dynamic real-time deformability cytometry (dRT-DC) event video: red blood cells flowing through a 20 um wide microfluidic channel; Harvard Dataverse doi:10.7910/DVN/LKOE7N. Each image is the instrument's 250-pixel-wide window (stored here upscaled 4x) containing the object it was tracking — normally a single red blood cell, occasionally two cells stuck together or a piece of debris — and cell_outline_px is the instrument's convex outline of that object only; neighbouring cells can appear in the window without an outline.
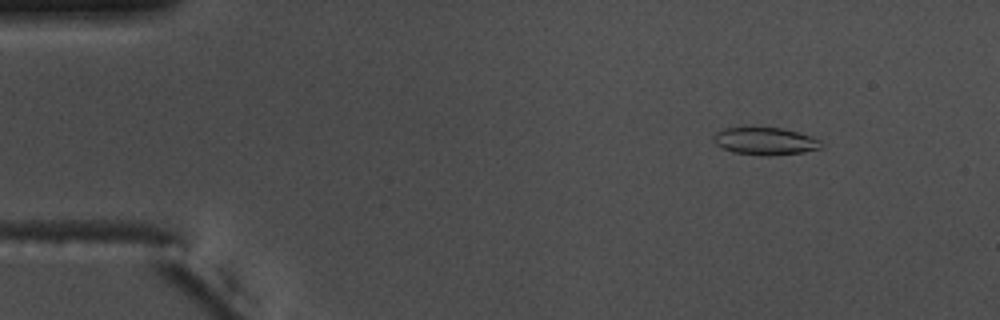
{"species": "common noctule bat (a hibernating species)", "species_latin": "Nyctalus noctula", "temperature_condition": "warm", "stored_images_in_passage": 55, "camera_frame_rate_fps": 3000, "um_per_image_px": 0.085, "animal": {"sex": "male", "body_mass_g": 17.5, "forearm_length_mm": 52.3}, "frame": {"image": 1, "passage_image": 7, "time_ms": 2.0, "image_size_px": [1000, 320], "cell_outline_px": [[820, 148], [804, 152], [768, 156], [760, 156], [732, 152], [716, 144], [712, 140], [712, 136], [716, 132], [724, 128], [780, 128], [800, 132], [812, 136], [820, 140]], "centroid_in_image_um": [65.02, 12.0], "position_along_channel_um": 20.0, "area_um2": 17.22}}
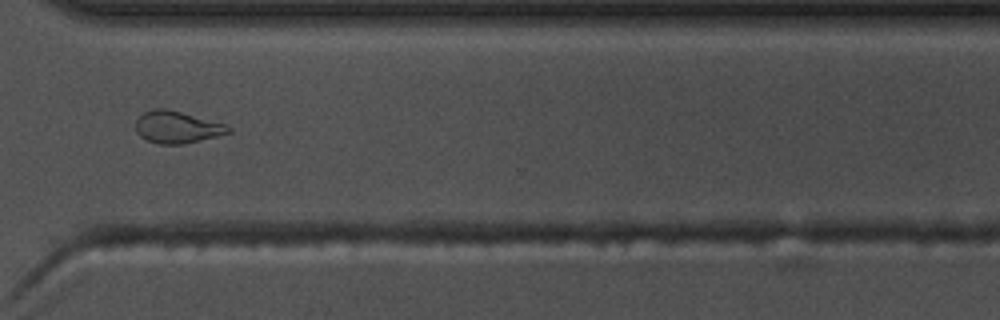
{"frame": {"image": 2, "passage_image": 41, "time_ms": 13.333, "image_size_px": [1000, 320], "cell_outline_px": [[232, 132], [184, 144], [160, 144], [148, 140], [140, 136], [136, 132], [136, 120], [144, 112], [156, 108], [164, 108], [180, 112], [224, 124], [232, 128]], "centroid_in_image_um": [15.03, 10.81], "position_along_channel_um": 355.6, "area_um2": 16.99}}
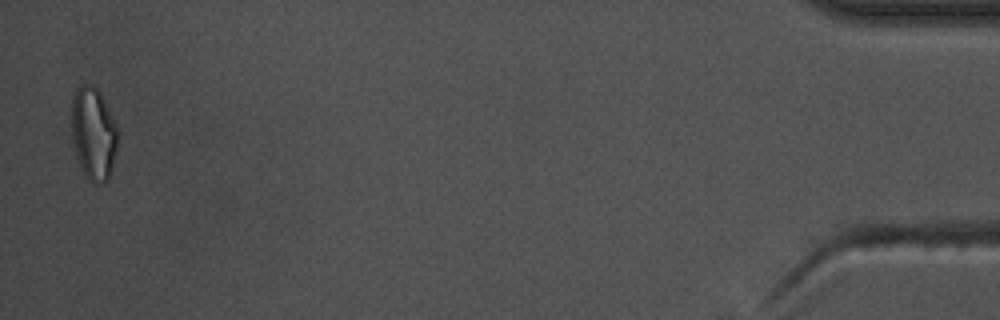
{"frame": {"image": 3, "passage_image": 54, "time_ms": 17.667, "image_size_px": [1000, 320], "cell_outline_px": [[120, 132], [108, 180], [96, 184], [88, 180], [80, 164], [76, 152], [72, 136], [72, 96], [76, 88], [80, 84], [92, 84], [100, 92]], "centroid_in_image_um": [7.95, 11.31], "position_along_channel_um": 427.2, "area_um2": 24.8}, "authors_computed_cell_mechanics": {"area_um2": 17.34, "velocity_mm_per_s": 3.7624, "shape_relaxation_time_tau1_ms": 6.3766, "shape_relaxation_time_tau2_ms": 2.7883, "deformation_change_tau1": 0.1774, "deformation_change_tau2": 0.0895}}